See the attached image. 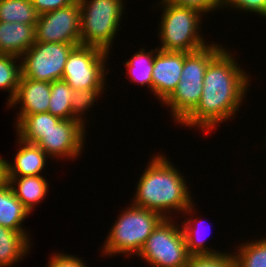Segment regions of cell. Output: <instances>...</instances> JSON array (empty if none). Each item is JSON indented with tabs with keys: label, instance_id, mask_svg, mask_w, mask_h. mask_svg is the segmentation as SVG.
<instances>
[{
	"label": "cell",
	"instance_id": "6da1fadb",
	"mask_svg": "<svg viewBox=\"0 0 266 267\" xmlns=\"http://www.w3.org/2000/svg\"><path fill=\"white\" fill-rule=\"evenodd\" d=\"M228 50L224 48L208 64L200 101L180 123L182 126L196 127L209 134L219 124L236 116V112L241 109L239 107L251 86V77L236 62L231 50Z\"/></svg>",
	"mask_w": 266,
	"mask_h": 267
},
{
	"label": "cell",
	"instance_id": "7a4b0ae2",
	"mask_svg": "<svg viewBox=\"0 0 266 267\" xmlns=\"http://www.w3.org/2000/svg\"><path fill=\"white\" fill-rule=\"evenodd\" d=\"M169 161L162 153L150 159L139 177L131 204L155 211L164 218H171L174 215H170L176 212L181 214L195 203L192 202L184 174Z\"/></svg>",
	"mask_w": 266,
	"mask_h": 267
},
{
	"label": "cell",
	"instance_id": "3957f363",
	"mask_svg": "<svg viewBox=\"0 0 266 267\" xmlns=\"http://www.w3.org/2000/svg\"><path fill=\"white\" fill-rule=\"evenodd\" d=\"M101 247L103 256H137L153 230L165 219L161 214L137 207L124 208Z\"/></svg>",
	"mask_w": 266,
	"mask_h": 267
},
{
	"label": "cell",
	"instance_id": "277c9868",
	"mask_svg": "<svg viewBox=\"0 0 266 267\" xmlns=\"http://www.w3.org/2000/svg\"><path fill=\"white\" fill-rule=\"evenodd\" d=\"M225 48L215 42L188 53L184 58L180 82L162 103L170 108L174 122L179 124L196 108L203 93V80L208 64Z\"/></svg>",
	"mask_w": 266,
	"mask_h": 267
},
{
	"label": "cell",
	"instance_id": "5b68a950",
	"mask_svg": "<svg viewBox=\"0 0 266 267\" xmlns=\"http://www.w3.org/2000/svg\"><path fill=\"white\" fill-rule=\"evenodd\" d=\"M159 1V7L162 6L161 25L159 24L160 28L158 29V36L161 41L159 50L191 53L209 44L200 34L203 21L202 13L193 8L177 6L165 0Z\"/></svg>",
	"mask_w": 266,
	"mask_h": 267
},
{
	"label": "cell",
	"instance_id": "8992f818",
	"mask_svg": "<svg viewBox=\"0 0 266 267\" xmlns=\"http://www.w3.org/2000/svg\"><path fill=\"white\" fill-rule=\"evenodd\" d=\"M81 7L80 40L82 45L109 52L121 27L125 12L123 0H78Z\"/></svg>",
	"mask_w": 266,
	"mask_h": 267
},
{
	"label": "cell",
	"instance_id": "52a82bcc",
	"mask_svg": "<svg viewBox=\"0 0 266 267\" xmlns=\"http://www.w3.org/2000/svg\"><path fill=\"white\" fill-rule=\"evenodd\" d=\"M172 220L165 218L153 230L137 257L153 267H186L191 255L181 225Z\"/></svg>",
	"mask_w": 266,
	"mask_h": 267
},
{
	"label": "cell",
	"instance_id": "ba28073f",
	"mask_svg": "<svg viewBox=\"0 0 266 267\" xmlns=\"http://www.w3.org/2000/svg\"><path fill=\"white\" fill-rule=\"evenodd\" d=\"M109 52L100 48L77 45L69 53L62 80L73 90L106 89ZM107 68V69H106Z\"/></svg>",
	"mask_w": 266,
	"mask_h": 267
},
{
	"label": "cell",
	"instance_id": "9c48e42d",
	"mask_svg": "<svg viewBox=\"0 0 266 267\" xmlns=\"http://www.w3.org/2000/svg\"><path fill=\"white\" fill-rule=\"evenodd\" d=\"M75 46L35 41L20 57L21 77L44 82L62 80L69 53Z\"/></svg>",
	"mask_w": 266,
	"mask_h": 267
},
{
	"label": "cell",
	"instance_id": "30bf717a",
	"mask_svg": "<svg viewBox=\"0 0 266 267\" xmlns=\"http://www.w3.org/2000/svg\"><path fill=\"white\" fill-rule=\"evenodd\" d=\"M81 7L79 1L40 14L36 22V41L80 45Z\"/></svg>",
	"mask_w": 266,
	"mask_h": 267
},
{
	"label": "cell",
	"instance_id": "8fae6325",
	"mask_svg": "<svg viewBox=\"0 0 266 267\" xmlns=\"http://www.w3.org/2000/svg\"><path fill=\"white\" fill-rule=\"evenodd\" d=\"M85 129L79 120H60L36 144L52 159L74 161L83 153Z\"/></svg>",
	"mask_w": 266,
	"mask_h": 267
},
{
	"label": "cell",
	"instance_id": "7c38bea8",
	"mask_svg": "<svg viewBox=\"0 0 266 267\" xmlns=\"http://www.w3.org/2000/svg\"><path fill=\"white\" fill-rule=\"evenodd\" d=\"M187 52L157 50L153 61L152 92L163 103L180 82Z\"/></svg>",
	"mask_w": 266,
	"mask_h": 267
},
{
	"label": "cell",
	"instance_id": "4fadbf2b",
	"mask_svg": "<svg viewBox=\"0 0 266 267\" xmlns=\"http://www.w3.org/2000/svg\"><path fill=\"white\" fill-rule=\"evenodd\" d=\"M50 97L51 82L20 77L16 94L7 106L11 108L19 104L17 116L48 112Z\"/></svg>",
	"mask_w": 266,
	"mask_h": 267
},
{
	"label": "cell",
	"instance_id": "5bb4252c",
	"mask_svg": "<svg viewBox=\"0 0 266 267\" xmlns=\"http://www.w3.org/2000/svg\"><path fill=\"white\" fill-rule=\"evenodd\" d=\"M19 149L14 162L7 161V177L39 176L50 158L37 144L25 142L20 138L16 140Z\"/></svg>",
	"mask_w": 266,
	"mask_h": 267
},
{
	"label": "cell",
	"instance_id": "9a60e30c",
	"mask_svg": "<svg viewBox=\"0 0 266 267\" xmlns=\"http://www.w3.org/2000/svg\"><path fill=\"white\" fill-rule=\"evenodd\" d=\"M36 24L0 21V54L21 57L36 41Z\"/></svg>",
	"mask_w": 266,
	"mask_h": 267
},
{
	"label": "cell",
	"instance_id": "2e32d148",
	"mask_svg": "<svg viewBox=\"0 0 266 267\" xmlns=\"http://www.w3.org/2000/svg\"><path fill=\"white\" fill-rule=\"evenodd\" d=\"M14 195L23 206L32 213L36 204L42 202L48 194L49 182L45 176L7 177Z\"/></svg>",
	"mask_w": 266,
	"mask_h": 267
},
{
	"label": "cell",
	"instance_id": "e0dca14e",
	"mask_svg": "<svg viewBox=\"0 0 266 267\" xmlns=\"http://www.w3.org/2000/svg\"><path fill=\"white\" fill-rule=\"evenodd\" d=\"M0 225V267H10L23 260L31 247L30 233Z\"/></svg>",
	"mask_w": 266,
	"mask_h": 267
},
{
	"label": "cell",
	"instance_id": "ac0fdd59",
	"mask_svg": "<svg viewBox=\"0 0 266 267\" xmlns=\"http://www.w3.org/2000/svg\"><path fill=\"white\" fill-rule=\"evenodd\" d=\"M30 212L22 202L14 195L11 186L5 183L0 187V225L18 232H26L23 229L25 218Z\"/></svg>",
	"mask_w": 266,
	"mask_h": 267
},
{
	"label": "cell",
	"instance_id": "d6986e66",
	"mask_svg": "<svg viewBox=\"0 0 266 267\" xmlns=\"http://www.w3.org/2000/svg\"><path fill=\"white\" fill-rule=\"evenodd\" d=\"M61 119L49 112L17 116L15 126L17 137L25 142L36 144L43 134L53 128Z\"/></svg>",
	"mask_w": 266,
	"mask_h": 267
},
{
	"label": "cell",
	"instance_id": "ffe728a7",
	"mask_svg": "<svg viewBox=\"0 0 266 267\" xmlns=\"http://www.w3.org/2000/svg\"><path fill=\"white\" fill-rule=\"evenodd\" d=\"M195 211L196 209H194V203H193L183 212L184 214H181L188 216V219L185 217L184 222L181 221L180 224L189 254L193 256V255H212V254L222 253L220 252V250L216 251L213 248L210 249L209 247L206 246L207 244H205L206 243L205 241L207 237L205 238L203 236V234L206 233L205 231H203L204 230L203 227L202 229H200L202 225L201 224L202 219L199 217L195 218V216L191 217V215H194L193 213H195ZM199 224L201 225L199 226Z\"/></svg>",
	"mask_w": 266,
	"mask_h": 267
},
{
	"label": "cell",
	"instance_id": "44dd1931",
	"mask_svg": "<svg viewBox=\"0 0 266 267\" xmlns=\"http://www.w3.org/2000/svg\"><path fill=\"white\" fill-rule=\"evenodd\" d=\"M158 48L151 49V51L146 52L144 48L133 54L129 60L124 64L127 68V76L131 82L138 83L141 86H147L152 91V71H153V61L155 58V53Z\"/></svg>",
	"mask_w": 266,
	"mask_h": 267
},
{
	"label": "cell",
	"instance_id": "7402d4cb",
	"mask_svg": "<svg viewBox=\"0 0 266 267\" xmlns=\"http://www.w3.org/2000/svg\"><path fill=\"white\" fill-rule=\"evenodd\" d=\"M38 17L32 0H0V21L36 24Z\"/></svg>",
	"mask_w": 266,
	"mask_h": 267
},
{
	"label": "cell",
	"instance_id": "603a6c76",
	"mask_svg": "<svg viewBox=\"0 0 266 267\" xmlns=\"http://www.w3.org/2000/svg\"><path fill=\"white\" fill-rule=\"evenodd\" d=\"M236 249L232 252L236 267H266V236L240 243Z\"/></svg>",
	"mask_w": 266,
	"mask_h": 267
},
{
	"label": "cell",
	"instance_id": "cb8c5ba5",
	"mask_svg": "<svg viewBox=\"0 0 266 267\" xmlns=\"http://www.w3.org/2000/svg\"><path fill=\"white\" fill-rule=\"evenodd\" d=\"M73 89L64 80L51 82V97L48 112L61 120L73 119L71 98Z\"/></svg>",
	"mask_w": 266,
	"mask_h": 267
},
{
	"label": "cell",
	"instance_id": "d4e9b609",
	"mask_svg": "<svg viewBox=\"0 0 266 267\" xmlns=\"http://www.w3.org/2000/svg\"><path fill=\"white\" fill-rule=\"evenodd\" d=\"M19 60L17 56L0 54V89L9 92L6 104L14 98L19 85L21 77Z\"/></svg>",
	"mask_w": 266,
	"mask_h": 267
},
{
	"label": "cell",
	"instance_id": "484cf974",
	"mask_svg": "<svg viewBox=\"0 0 266 267\" xmlns=\"http://www.w3.org/2000/svg\"><path fill=\"white\" fill-rule=\"evenodd\" d=\"M105 89H82L73 90L71 98V108L73 113V120H79L83 125H87L84 121V113L94 106L95 101L98 100L100 94H103Z\"/></svg>",
	"mask_w": 266,
	"mask_h": 267
},
{
	"label": "cell",
	"instance_id": "4316f807",
	"mask_svg": "<svg viewBox=\"0 0 266 267\" xmlns=\"http://www.w3.org/2000/svg\"><path fill=\"white\" fill-rule=\"evenodd\" d=\"M186 267H236V264L233 255L228 251V253L190 256Z\"/></svg>",
	"mask_w": 266,
	"mask_h": 267
},
{
	"label": "cell",
	"instance_id": "83f0119b",
	"mask_svg": "<svg viewBox=\"0 0 266 267\" xmlns=\"http://www.w3.org/2000/svg\"><path fill=\"white\" fill-rule=\"evenodd\" d=\"M257 13L266 19V0H232L227 7Z\"/></svg>",
	"mask_w": 266,
	"mask_h": 267
},
{
	"label": "cell",
	"instance_id": "f1b7e54d",
	"mask_svg": "<svg viewBox=\"0 0 266 267\" xmlns=\"http://www.w3.org/2000/svg\"><path fill=\"white\" fill-rule=\"evenodd\" d=\"M165 1L175 4L177 6L193 8L202 13L203 16H205L204 14L207 15V13L216 11L217 9L220 8L217 5L216 0H165Z\"/></svg>",
	"mask_w": 266,
	"mask_h": 267
},
{
	"label": "cell",
	"instance_id": "f546056e",
	"mask_svg": "<svg viewBox=\"0 0 266 267\" xmlns=\"http://www.w3.org/2000/svg\"><path fill=\"white\" fill-rule=\"evenodd\" d=\"M86 263L75 255H70L69 253L65 254L61 253H54L48 261V267H87Z\"/></svg>",
	"mask_w": 266,
	"mask_h": 267
},
{
	"label": "cell",
	"instance_id": "4dcf8cb0",
	"mask_svg": "<svg viewBox=\"0 0 266 267\" xmlns=\"http://www.w3.org/2000/svg\"><path fill=\"white\" fill-rule=\"evenodd\" d=\"M78 0H32L37 13L44 14L56 9L67 7Z\"/></svg>",
	"mask_w": 266,
	"mask_h": 267
},
{
	"label": "cell",
	"instance_id": "1f68e13d",
	"mask_svg": "<svg viewBox=\"0 0 266 267\" xmlns=\"http://www.w3.org/2000/svg\"><path fill=\"white\" fill-rule=\"evenodd\" d=\"M7 160L0 157V187L7 183Z\"/></svg>",
	"mask_w": 266,
	"mask_h": 267
},
{
	"label": "cell",
	"instance_id": "d6a6232c",
	"mask_svg": "<svg viewBox=\"0 0 266 267\" xmlns=\"http://www.w3.org/2000/svg\"><path fill=\"white\" fill-rule=\"evenodd\" d=\"M232 0H216L217 5L220 7V9H224L225 7L227 8V5L231 2Z\"/></svg>",
	"mask_w": 266,
	"mask_h": 267
}]
</instances>
